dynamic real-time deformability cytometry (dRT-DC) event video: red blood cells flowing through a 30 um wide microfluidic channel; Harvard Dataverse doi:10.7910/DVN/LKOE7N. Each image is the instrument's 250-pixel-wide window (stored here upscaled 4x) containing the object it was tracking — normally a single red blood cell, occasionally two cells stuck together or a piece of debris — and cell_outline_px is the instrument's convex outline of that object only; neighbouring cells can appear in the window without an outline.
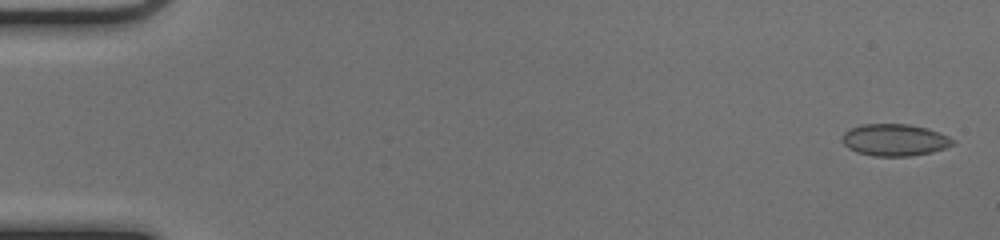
{"species": "common noctule bat (a hibernating species)", "species_latin": "Nyctalus noctula", "temperature_condition": "cold", "stored_images_in_passage": 52, "camera_frame_rate_fps": 3000, "um_per_image_px": 0.085, "animal": {"sex": "female", "body_mass_g": 17.0, "forearm_length_mm": 48.0}, "frame": {"image": 1, "passage_image": 2, "time_ms": 0.333, "image_size_px": [1000, 240], "cell_outline_px": [[956, 144], [932, 152], [912, 156], [872, 156], [856, 152], [848, 148], [840, 140], [840, 136], [848, 128], [860, 124], [908, 124], [928, 128], [940, 132], [956, 140]], "centroid_in_image_um": [76.03, 11.89], "position_along_channel_um": 9.0, "area_um2": 21.04}}
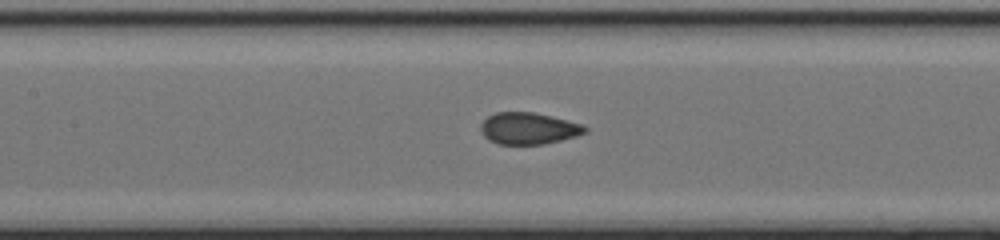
{"frame": {"image": 2, "passage_image": 25, "time_ms": 8.0, "image_size_px": [1000, 240], "cell_outline_px": [[588, 132], [576, 136], [544, 144], [496, 144], [488, 140], [480, 132], [480, 124], [488, 116], [496, 112], [532, 112], [580, 124], [588, 128]], "centroid_in_image_um": [44.87, 10.93], "position_along_channel_um": 162.5, "area_um2": 19.13}}
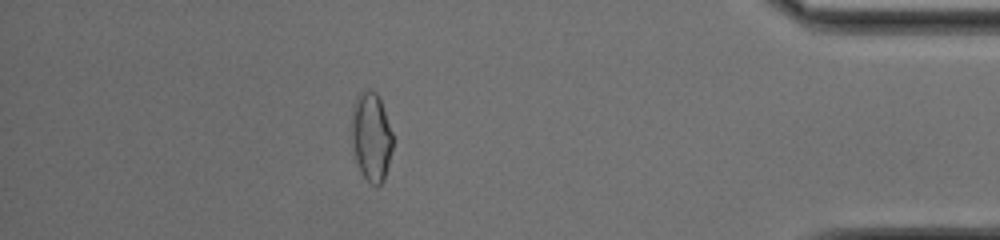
{"frame": {"image": 3, "passage_image": 46, "time_ms": 15.0, "image_size_px": [1000, 240], "cell_outline_px": [[392, 148], [384, 180], [380, 184], [372, 184], [360, 172], [356, 164], [352, 140], [352, 108], [356, 96], [364, 88], [368, 88], [376, 92], [380, 96], [392, 132]], "centroid_in_image_um": [31.55, 11.56], "position_along_channel_um": 403.7, "area_um2": 21.44}}